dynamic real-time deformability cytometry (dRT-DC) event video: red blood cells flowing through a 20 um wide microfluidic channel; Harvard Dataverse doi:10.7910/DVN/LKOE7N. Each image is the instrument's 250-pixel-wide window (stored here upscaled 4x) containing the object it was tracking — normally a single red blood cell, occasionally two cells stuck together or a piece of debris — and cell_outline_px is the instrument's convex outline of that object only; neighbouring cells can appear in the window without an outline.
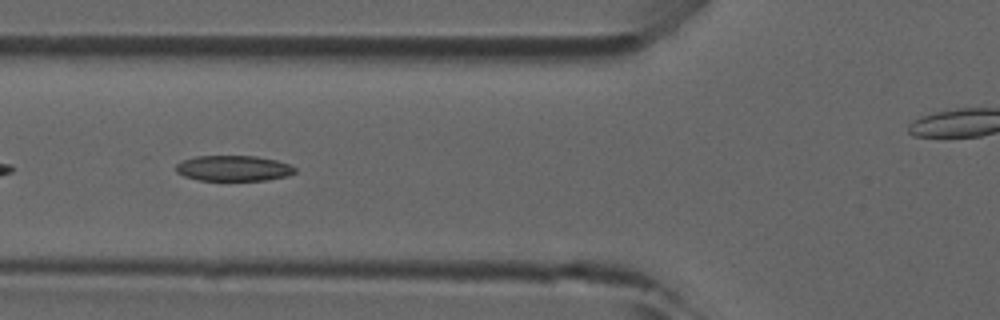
{"species": "common noctule bat (a hibernating species)", "species_latin": "Nyctalus noctula", "temperature_condition": "room temperature", "stored_images_in_passage": 31, "camera_frame_rate_fps": 3000, "um_per_image_px": 0.085, "animal": {"sex": "male", "forearm_length_mm": 52.5}, "frame": {"image": 1, "passage_image": 14, "time_ms": 4.333, "image_size_px": [1000, 320], "cell_outline_px": [[296, 172], [288, 176], [268, 180], [200, 180], [184, 176], [176, 172], [176, 164], [184, 160], [196, 156], [256, 156], [276, 160], [288, 164], [296, 168]], "centroid_in_image_um": [19.86, 14.3], "position_along_channel_um": 105.9, "area_um2": 17.69}}